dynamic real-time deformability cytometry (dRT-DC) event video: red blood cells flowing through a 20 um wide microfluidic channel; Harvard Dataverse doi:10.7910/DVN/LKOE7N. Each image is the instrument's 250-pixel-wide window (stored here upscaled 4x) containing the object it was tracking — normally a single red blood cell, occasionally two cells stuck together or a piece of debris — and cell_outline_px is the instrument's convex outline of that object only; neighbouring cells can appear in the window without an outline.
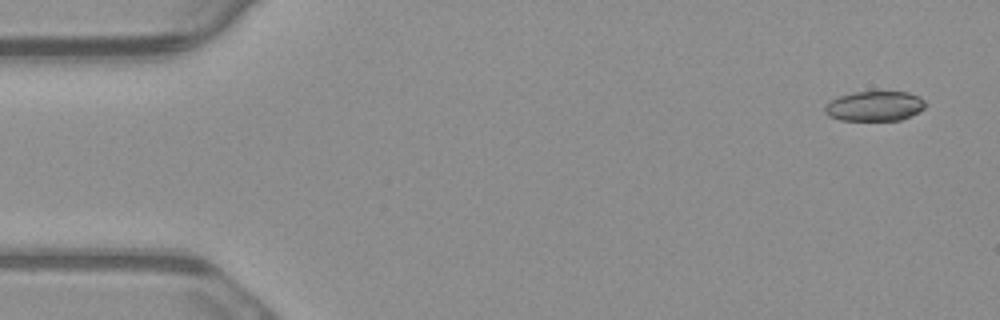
{"species": "common noctule bat (a hibernating species)", "species_latin": "Nyctalus noctula", "temperature_condition": "warm", "stored_images_in_passage": 4, "camera_frame_rate_fps": 3000, "um_per_image_px": 0.085, "animal": {"sex": "male", "body_mass_g": 23.1, "forearm_length_mm": 52.7}, "frame": {"image": 1, "passage_image": 1, "time_ms": 0.0, "image_size_px": [1000, 320], "cell_outline_px": [[924, 108], [900, 120], [840, 120], [828, 116], [824, 112], [824, 104], [840, 96], [852, 92], [908, 92], [924, 100]], "centroid_in_image_um": [74.27, 9.02], "position_along_channel_um": 10.7, "area_um2": 17.28}}
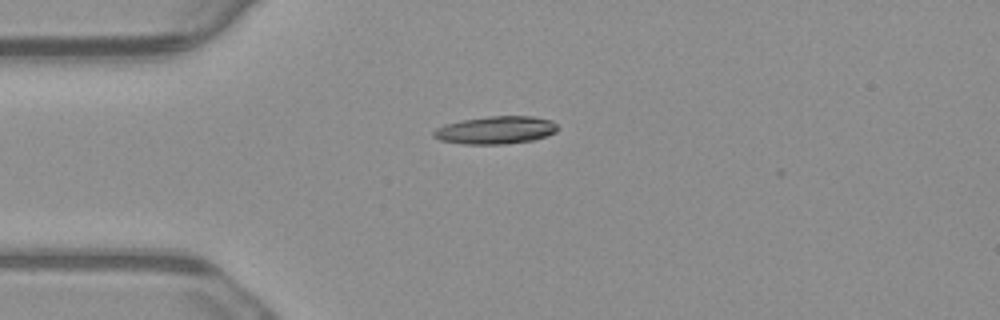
{"frame": {"image": 2, "passage_image": 4, "time_ms": 1.0, "image_size_px": [1000, 320], "cell_outline_px": [[556, 132], [532, 140], [504, 144], [464, 144], [440, 140], [432, 136], [432, 132], [436, 128], [444, 124], [464, 120], [488, 116], [532, 116], [552, 120], [556, 124]], "centroid_in_image_um": [42.1, 11.05], "position_along_channel_um": 42.9, "area_um2": 19.94}}